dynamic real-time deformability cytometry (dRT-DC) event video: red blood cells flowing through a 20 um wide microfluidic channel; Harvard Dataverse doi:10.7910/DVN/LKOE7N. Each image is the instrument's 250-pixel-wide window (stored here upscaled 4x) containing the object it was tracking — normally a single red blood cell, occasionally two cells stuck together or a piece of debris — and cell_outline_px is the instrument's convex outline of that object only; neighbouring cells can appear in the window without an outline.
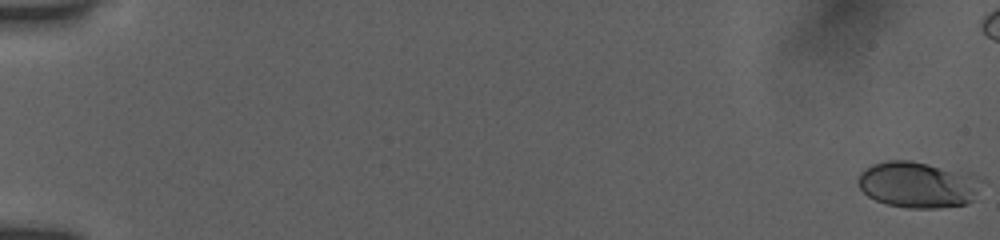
{"species": "human", "species_latin": "Homo sapiens", "temperature_condition": "room temperature", "stored_images_in_passage": 50, "camera_frame_rate_fps": 3000, "um_per_image_px": 0.085, "donor": {"sex": "female"}, "frame": {"image": 1, "passage_image": 1, "time_ms": 0.0, "image_size_px": [1000, 240], "cell_outline_px": [[984, 180], [972, 200], [964, 204], [936, 208], [908, 208], [888, 204], [876, 200], [868, 196], [860, 188], [860, 172], [872, 164], [884, 160], [908, 160], [972, 172]], "centroid_in_image_um": [78.07, 15.67], "position_along_channel_um": 6.9, "area_um2": 33.35}}
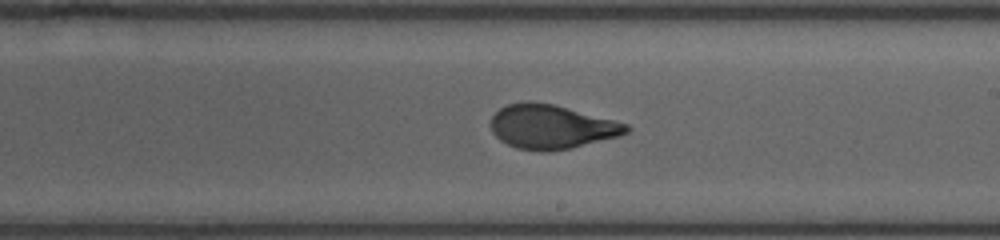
{"frame": {"image": 2, "passage_image": 34, "time_ms": 11.0, "image_size_px": [1000, 240], "cell_outline_px": [[632, 128], [628, 132], [620, 136], [572, 148], [548, 152], [540, 152], [516, 148], [500, 140], [492, 132], [492, 116], [500, 108], [508, 104], [528, 100], [552, 104], [628, 124]], "centroid_in_image_um": [46.87, 10.79], "position_along_channel_um": 242.1, "area_um2": 34.8}}
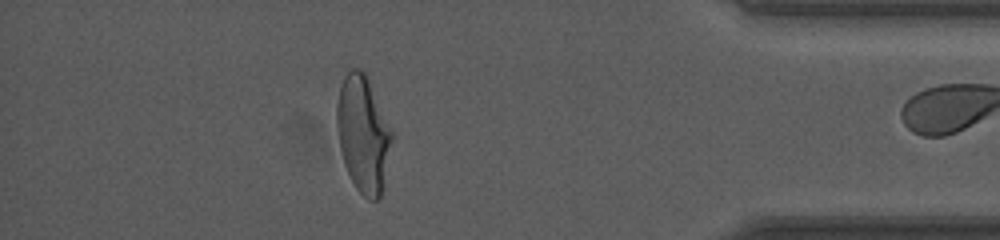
{"frame": {"image": 3, "passage_image": 49, "time_ms": 16.0, "image_size_px": [1000, 240], "cell_outline_px": [[392, 140], [380, 196], [376, 200], [368, 200], [356, 188], [344, 164], [340, 148], [336, 128], [336, 104], [340, 88], [344, 76], [352, 68], [360, 68], [364, 72], [392, 128]], "centroid_in_image_um": [30.84, 11.37], "position_along_channel_um": 404.4, "area_um2": 36.93}}